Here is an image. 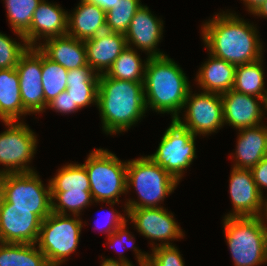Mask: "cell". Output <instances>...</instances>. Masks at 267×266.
Segmentation results:
<instances>
[{
	"instance_id": "6da1fadb",
	"label": "cell",
	"mask_w": 267,
	"mask_h": 266,
	"mask_svg": "<svg viewBox=\"0 0 267 266\" xmlns=\"http://www.w3.org/2000/svg\"><path fill=\"white\" fill-rule=\"evenodd\" d=\"M202 40L208 53L234 65L262 58L263 44L257 28L236 13H218L202 25Z\"/></svg>"
},
{
	"instance_id": "7a4b0ae2",
	"label": "cell",
	"mask_w": 267,
	"mask_h": 266,
	"mask_svg": "<svg viewBox=\"0 0 267 266\" xmlns=\"http://www.w3.org/2000/svg\"><path fill=\"white\" fill-rule=\"evenodd\" d=\"M97 108L106 134L127 131L147 111L143 82L118 80L100 74Z\"/></svg>"
},
{
	"instance_id": "3957f363",
	"label": "cell",
	"mask_w": 267,
	"mask_h": 266,
	"mask_svg": "<svg viewBox=\"0 0 267 266\" xmlns=\"http://www.w3.org/2000/svg\"><path fill=\"white\" fill-rule=\"evenodd\" d=\"M143 87L146 109L171 113L172 120L181 113L191 89L182 68L167 55L148 57Z\"/></svg>"
},
{
	"instance_id": "277c9868",
	"label": "cell",
	"mask_w": 267,
	"mask_h": 266,
	"mask_svg": "<svg viewBox=\"0 0 267 266\" xmlns=\"http://www.w3.org/2000/svg\"><path fill=\"white\" fill-rule=\"evenodd\" d=\"M267 223L259 217H224L225 238L234 266L267 262Z\"/></svg>"
},
{
	"instance_id": "5b68a950",
	"label": "cell",
	"mask_w": 267,
	"mask_h": 266,
	"mask_svg": "<svg viewBox=\"0 0 267 266\" xmlns=\"http://www.w3.org/2000/svg\"><path fill=\"white\" fill-rule=\"evenodd\" d=\"M179 182L148 156L127 161V192L136 190L139 201L128 199L124 209L154 208L176 189Z\"/></svg>"
},
{
	"instance_id": "8992f818",
	"label": "cell",
	"mask_w": 267,
	"mask_h": 266,
	"mask_svg": "<svg viewBox=\"0 0 267 266\" xmlns=\"http://www.w3.org/2000/svg\"><path fill=\"white\" fill-rule=\"evenodd\" d=\"M90 181L94 202H106L111 208L119 204V196L127 194V162L112 152L99 148L91 151L83 164Z\"/></svg>"
},
{
	"instance_id": "52a82bcc",
	"label": "cell",
	"mask_w": 267,
	"mask_h": 266,
	"mask_svg": "<svg viewBox=\"0 0 267 266\" xmlns=\"http://www.w3.org/2000/svg\"><path fill=\"white\" fill-rule=\"evenodd\" d=\"M0 208L34 209L43 221L52 212L49 182L45 187L35 171L0 175Z\"/></svg>"
},
{
	"instance_id": "ba28073f",
	"label": "cell",
	"mask_w": 267,
	"mask_h": 266,
	"mask_svg": "<svg viewBox=\"0 0 267 266\" xmlns=\"http://www.w3.org/2000/svg\"><path fill=\"white\" fill-rule=\"evenodd\" d=\"M51 212L42 222L36 242L50 266H60L76 251L82 220L79 216Z\"/></svg>"
},
{
	"instance_id": "9c48e42d",
	"label": "cell",
	"mask_w": 267,
	"mask_h": 266,
	"mask_svg": "<svg viewBox=\"0 0 267 266\" xmlns=\"http://www.w3.org/2000/svg\"><path fill=\"white\" fill-rule=\"evenodd\" d=\"M196 136L175 120L164 132L156 152L148 157L178 182L196 157Z\"/></svg>"
},
{
	"instance_id": "30bf717a",
	"label": "cell",
	"mask_w": 267,
	"mask_h": 266,
	"mask_svg": "<svg viewBox=\"0 0 267 266\" xmlns=\"http://www.w3.org/2000/svg\"><path fill=\"white\" fill-rule=\"evenodd\" d=\"M8 129L0 133V175L6 173H28L34 169L27 164L34 157L37 147V136L21 121L5 122Z\"/></svg>"
},
{
	"instance_id": "8fae6325",
	"label": "cell",
	"mask_w": 267,
	"mask_h": 266,
	"mask_svg": "<svg viewBox=\"0 0 267 266\" xmlns=\"http://www.w3.org/2000/svg\"><path fill=\"white\" fill-rule=\"evenodd\" d=\"M190 91L183 108L185 115L182 121L178 116L175 121L195 136L210 135L224 126L223 105L221 94Z\"/></svg>"
},
{
	"instance_id": "7c38bea8",
	"label": "cell",
	"mask_w": 267,
	"mask_h": 266,
	"mask_svg": "<svg viewBox=\"0 0 267 266\" xmlns=\"http://www.w3.org/2000/svg\"><path fill=\"white\" fill-rule=\"evenodd\" d=\"M126 216L140 234L150 240L161 241V244L150 243L153 247L172 245V239L184 237V233L175 221L174 215L164 207L125 209ZM170 240V241H169Z\"/></svg>"
},
{
	"instance_id": "4fadbf2b",
	"label": "cell",
	"mask_w": 267,
	"mask_h": 266,
	"mask_svg": "<svg viewBox=\"0 0 267 266\" xmlns=\"http://www.w3.org/2000/svg\"><path fill=\"white\" fill-rule=\"evenodd\" d=\"M15 69L24 109L29 114L44 112L48 104L44 100L42 87V52L37 47H29Z\"/></svg>"
},
{
	"instance_id": "5bb4252c",
	"label": "cell",
	"mask_w": 267,
	"mask_h": 266,
	"mask_svg": "<svg viewBox=\"0 0 267 266\" xmlns=\"http://www.w3.org/2000/svg\"><path fill=\"white\" fill-rule=\"evenodd\" d=\"M229 193L233 211L225 217L263 216L265 199L253 180L250 169L232 168L229 179Z\"/></svg>"
},
{
	"instance_id": "9a60e30c",
	"label": "cell",
	"mask_w": 267,
	"mask_h": 266,
	"mask_svg": "<svg viewBox=\"0 0 267 266\" xmlns=\"http://www.w3.org/2000/svg\"><path fill=\"white\" fill-rule=\"evenodd\" d=\"M221 99L224 124L227 123L238 130L261 125L265 114L263 110L267 111L265 99L246 95L233 89L221 94Z\"/></svg>"
},
{
	"instance_id": "2e32d148",
	"label": "cell",
	"mask_w": 267,
	"mask_h": 266,
	"mask_svg": "<svg viewBox=\"0 0 267 266\" xmlns=\"http://www.w3.org/2000/svg\"><path fill=\"white\" fill-rule=\"evenodd\" d=\"M41 222L34 209L0 208V242L36 244Z\"/></svg>"
},
{
	"instance_id": "e0dca14e",
	"label": "cell",
	"mask_w": 267,
	"mask_h": 266,
	"mask_svg": "<svg viewBox=\"0 0 267 266\" xmlns=\"http://www.w3.org/2000/svg\"><path fill=\"white\" fill-rule=\"evenodd\" d=\"M68 12L58 4L42 0L33 13L30 28L23 34L29 47H37L39 39L67 35Z\"/></svg>"
},
{
	"instance_id": "ac0fdd59",
	"label": "cell",
	"mask_w": 267,
	"mask_h": 266,
	"mask_svg": "<svg viewBox=\"0 0 267 266\" xmlns=\"http://www.w3.org/2000/svg\"><path fill=\"white\" fill-rule=\"evenodd\" d=\"M162 34L163 20L154 16L149 7L143 4L134 14L124 35L128 47L135 45L136 49L145 51L148 57H154L166 55L157 50Z\"/></svg>"
},
{
	"instance_id": "d6986e66",
	"label": "cell",
	"mask_w": 267,
	"mask_h": 266,
	"mask_svg": "<svg viewBox=\"0 0 267 266\" xmlns=\"http://www.w3.org/2000/svg\"><path fill=\"white\" fill-rule=\"evenodd\" d=\"M87 64L97 74H105L115 59L127 47L124 34L105 31L84 41Z\"/></svg>"
},
{
	"instance_id": "ffe728a7",
	"label": "cell",
	"mask_w": 267,
	"mask_h": 266,
	"mask_svg": "<svg viewBox=\"0 0 267 266\" xmlns=\"http://www.w3.org/2000/svg\"><path fill=\"white\" fill-rule=\"evenodd\" d=\"M238 139L233 168L251 169L267 156V126L261 123L256 127L238 130Z\"/></svg>"
},
{
	"instance_id": "44dd1931",
	"label": "cell",
	"mask_w": 267,
	"mask_h": 266,
	"mask_svg": "<svg viewBox=\"0 0 267 266\" xmlns=\"http://www.w3.org/2000/svg\"><path fill=\"white\" fill-rule=\"evenodd\" d=\"M37 48L50 60L67 70L87 65L86 47L83 40L69 35L52 37L39 43Z\"/></svg>"
},
{
	"instance_id": "7402d4cb",
	"label": "cell",
	"mask_w": 267,
	"mask_h": 266,
	"mask_svg": "<svg viewBox=\"0 0 267 266\" xmlns=\"http://www.w3.org/2000/svg\"><path fill=\"white\" fill-rule=\"evenodd\" d=\"M107 31L106 12L98 5L81 0L72 14H68L67 35L87 40Z\"/></svg>"
},
{
	"instance_id": "603a6c76",
	"label": "cell",
	"mask_w": 267,
	"mask_h": 266,
	"mask_svg": "<svg viewBox=\"0 0 267 266\" xmlns=\"http://www.w3.org/2000/svg\"><path fill=\"white\" fill-rule=\"evenodd\" d=\"M99 74L87 64L83 67L68 70L66 92L72 99V113L97 105Z\"/></svg>"
},
{
	"instance_id": "cb8c5ba5",
	"label": "cell",
	"mask_w": 267,
	"mask_h": 266,
	"mask_svg": "<svg viewBox=\"0 0 267 266\" xmlns=\"http://www.w3.org/2000/svg\"><path fill=\"white\" fill-rule=\"evenodd\" d=\"M235 70L236 65L209 53L208 61L201 65L195 81L204 92L223 94L233 88Z\"/></svg>"
},
{
	"instance_id": "d4e9b609",
	"label": "cell",
	"mask_w": 267,
	"mask_h": 266,
	"mask_svg": "<svg viewBox=\"0 0 267 266\" xmlns=\"http://www.w3.org/2000/svg\"><path fill=\"white\" fill-rule=\"evenodd\" d=\"M29 114L23 107L19 76L15 68L0 69V119L1 122L20 121Z\"/></svg>"
},
{
	"instance_id": "484cf974",
	"label": "cell",
	"mask_w": 267,
	"mask_h": 266,
	"mask_svg": "<svg viewBox=\"0 0 267 266\" xmlns=\"http://www.w3.org/2000/svg\"><path fill=\"white\" fill-rule=\"evenodd\" d=\"M262 58L251 63L236 65L233 90L267 101Z\"/></svg>"
},
{
	"instance_id": "4316f807",
	"label": "cell",
	"mask_w": 267,
	"mask_h": 266,
	"mask_svg": "<svg viewBox=\"0 0 267 266\" xmlns=\"http://www.w3.org/2000/svg\"><path fill=\"white\" fill-rule=\"evenodd\" d=\"M0 266H50L36 244L0 242Z\"/></svg>"
},
{
	"instance_id": "83f0119b",
	"label": "cell",
	"mask_w": 267,
	"mask_h": 266,
	"mask_svg": "<svg viewBox=\"0 0 267 266\" xmlns=\"http://www.w3.org/2000/svg\"><path fill=\"white\" fill-rule=\"evenodd\" d=\"M147 59L143 63L136 49L127 46L105 75L118 80L144 82Z\"/></svg>"
},
{
	"instance_id": "f1b7e54d",
	"label": "cell",
	"mask_w": 267,
	"mask_h": 266,
	"mask_svg": "<svg viewBox=\"0 0 267 266\" xmlns=\"http://www.w3.org/2000/svg\"><path fill=\"white\" fill-rule=\"evenodd\" d=\"M49 184L51 192H90V181L83 164L62 166Z\"/></svg>"
},
{
	"instance_id": "f546056e",
	"label": "cell",
	"mask_w": 267,
	"mask_h": 266,
	"mask_svg": "<svg viewBox=\"0 0 267 266\" xmlns=\"http://www.w3.org/2000/svg\"><path fill=\"white\" fill-rule=\"evenodd\" d=\"M9 24L14 33L26 43L23 34L30 28L33 13L42 0H4Z\"/></svg>"
},
{
	"instance_id": "4dcf8cb0",
	"label": "cell",
	"mask_w": 267,
	"mask_h": 266,
	"mask_svg": "<svg viewBox=\"0 0 267 266\" xmlns=\"http://www.w3.org/2000/svg\"><path fill=\"white\" fill-rule=\"evenodd\" d=\"M68 70L42 53V87L48 104L67 88Z\"/></svg>"
},
{
	"instance_id": "1f68e13d",
	"label": "cell",
	"mask_w": 267,
	"mask_h": 266,
	"mask_svg": "<svg viewBox=\"0 0 267 266\" xmlns=\"http://www.w3.org/2000/svg\"><path fill=\"white\" fill-rule=\"evenodd\" d=\"M142 6L140 0H116L114 8L106 12V29L125 34L136 11Z\"/></svg>"
},
{
	"instance_id": "d6a6232c",
	"label": "cell",
	"mask_w": 267,
	"mask_h": 266,
	"mask_svg": "<svg viewBox=\"0 0 267 266\" xmlns=\"http://www.w3.org/2000/svg\"><path fill=\"white\" fill-rule=\"evenodd\" d=\"M51 198L52 212L63 215L69 211V214L80 216L83 208L94 203L91 192H51Z\"/></svg>"
},
{
	"instance_id": "836d02e7",
	"label": "cell",
	"mask_w": 267,
	"mask_h": 266,
	"mask_svg": "<svg viewBox=\"0 0 267 266\" xmlns=\"http://www.w3.org/2000/svg\"><path fill=\"white\" fill-rule=\"evenodd\" d=\"M127 222L128 220L125 221L120 227H118L115 232H113L111 235L108 236V243L112 246H115L112 248L117 249V252L120 253L118 260L131 263L130 260H128L124 255L121 254L123 252V250H121L123 249L122 248L123 246L121 247V245L123 244V245H128L129 248L133 249V251L136 253L139 265H147L149 261V253H144L141 250L137 249L136 246H134L135 243L133 241L134 236H132V234H130V232L126 230Z\"/></svg>"
},
{
	"instance_id": "e575fe53",
	"label": "cell",
	"mask_w": 267,
	"mask_h": 266,
	"mask_svg": "<svg viewBox=\"0 0 267 266\" xmlns=\"http://www.w3.org/2000/svg\"><path fill=\"white\" fill-rule=\"evenodd\" d=\"M29 48L0 32V69L16 68L20 57Z\"/></svg>"
},
{
	"instance_id": "d590c367",
	"label": "cell",
	"mask_w": 267,
	"mask_h": 266,
	"mask_svg": "<svg viewBox=\"0 0 267 266\" xmlns=\"http://www.w3.org/2000/svg\"><path fill=\"white\" fill-rule=\"evenodd\" d=\"M148 266H185L180 251L174 245L153 247Z\"/></svg>"
},
{
	"instance_id": "8d00e7d4",
	"label": "cell",
	"mask_w": 267,
	"mask_h": 266,
	"mask_svg": "<svg viewBox=\"0 0 267 266\" xmlns=\"http://www.w3.org/2000/svg\"><path fill=\"white\" fill-rule=\"evenodd\" d=\"M250 170L253 175V180L255 181L260 193L263 195L262 188H267V156H265Z\"/></svg>"
},
{
	"instance_id": "74e56055",
	"label": "cell",
	"mask_w": 267,
	"mask_h": 266,
	"mask_svg": "<svg viewBox=\"0 0 267 266\" xmlns=\"http://www.w3.org/2000/svg\"><path fill=\"white\" fill-rule=\"evenodd\" d=\"M47 108L62 114L72 113V99L66 91H63L48 103Z\"/></svg>"
},
{
	"instance_id": "f35d334b",
	"label": "cell",
	"mask_w": 267,
	"mask_h": 266,
	"mask_svg": "<svg viewBox=\"0 0 267 266\" xmlns=\"http://www.w3.org/2000/svg\"><path fill=\"white\" fill-rule=\"evenodd\" d=\"M112 211V212H111ZM110 214L108 217V221H106L105 224V230L103 229V225H101L100 229L107 234V236L111 235L113 232H115L117 230L118 227H120L125 221H127V219L125 218L126 216H123L122 214L118 213L117 210H111ZM108 214V213H107ZM97 223V227L101 224L100 222L96 221Z\"/></svg>"
},
{
	"instance_id": "ab89813d",
	"label": "cell",
	"mask_w": 267,
	"mask_h": 266,
	"mask_svg": "<svg viewBox=\"0 0 267 266\" xmlns=\"http://www.w3.org/2000/svg\"><path fill=\"white\" fill-rule=\"evenodd\" d=\"M84 1L98 5L105 12L114 8V3L116 2V0H84Z\"/></svg>"
},
{
	"instance_id": "60d3db41",
	"label": "cell",
	"mask_w": 267,
	"mask_h": 266,
	"mask_svg": "<svg viewBox=\"0 0 267 266\" xmlns=\"http://www.w3.org/2000/svg\"><path fill=\"white\" fill-rule=\"evenodd\" d=\"M243 1H244L243 3H245L247 11L253 14L265 0H243Z\"/></svg>"
},
{
	"instance_id": "b9f144b4",
	"label": "cell",
	"mask_w": 267,
	"mask_h": 266,
	"mask_svg": "<svg viewBox=\"0 0 267 266\" xmlns=\"http://www.w3.org/2000/svg\"><path fill=\"white\" fill-rule=\"evenodd\" d=\"M101 266H134L133 264L121 260H115L114 258L104 259Z\"/></svg>"
},
{
	"instance_id": "7bdbcfd3",
	"label": "cell",
	"mask_w": 267,
	"mask_h": 266,
	"mask_svg": "<svg viewBox=\"0 0 267 266\" xmlns=\"http://www.w3.org/2000/svg\"><path fill=\"white\" fill-rule=\"evenodd\" d=\"M254 16L267 18V0H265L260 7L253 13Z\"/></svg>"
},
{
	"instance_id": "ee69618b",
	"label": "cell",
	"mask_w": 267,
	"mask_h": 266,
	"mask_svg": "<svg viewBox=\"0 0 267 266\" xmlns=\"http://www.w3.org/2000/svg\"><path fill=\"white\" fill-rule=\"evenodd\" d=\"M265 216V217H264ZM264 221L267 223V199L265 198V209L263 213Z\"/></svg>"
}]
</instances>
